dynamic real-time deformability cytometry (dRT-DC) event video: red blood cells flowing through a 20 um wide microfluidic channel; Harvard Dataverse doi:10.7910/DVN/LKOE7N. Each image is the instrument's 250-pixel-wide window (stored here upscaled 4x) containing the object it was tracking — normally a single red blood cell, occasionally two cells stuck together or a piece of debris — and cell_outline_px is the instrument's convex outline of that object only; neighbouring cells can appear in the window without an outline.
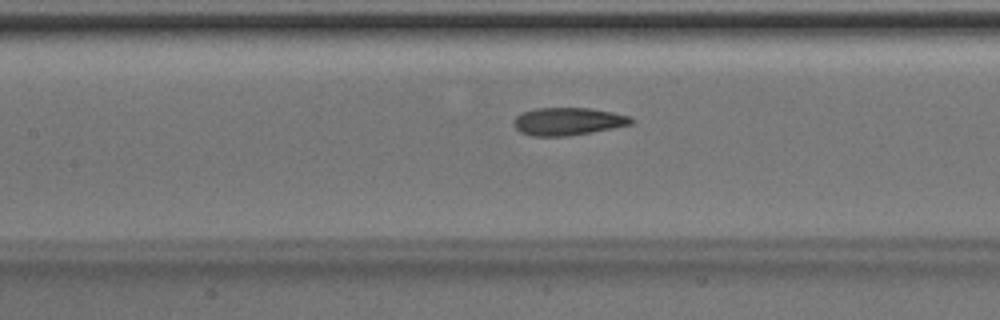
{"species": "Egyptian fruit bat (a non-hibernating species)", "species_latin": "Rousettus aegyptiacus", "temperature_condition": "room temperature", "stored_images_in_passage": 43, "camera_frame_rate_fps": 3000, "um_per_image_px": 0.085, "animal": {"sex": "male"}, "frame": {"image": 1, "passage_image": 22, "time_ms": 7.0, "image_size_px": [1000, 320], "cell_outline_px": [[636, 120], [632, 124], [592, 132], [568, 136], [532, 136], [520, 132], [512, 124], [512, 120], [516, 116], [524, 112], [536, 108], [588, 108], [612, 112], [632, 116]], "centroid_in_image_um": [48.28, 10.32], "position_along_channel_um": 159.1, "area_um2": 19.07}}
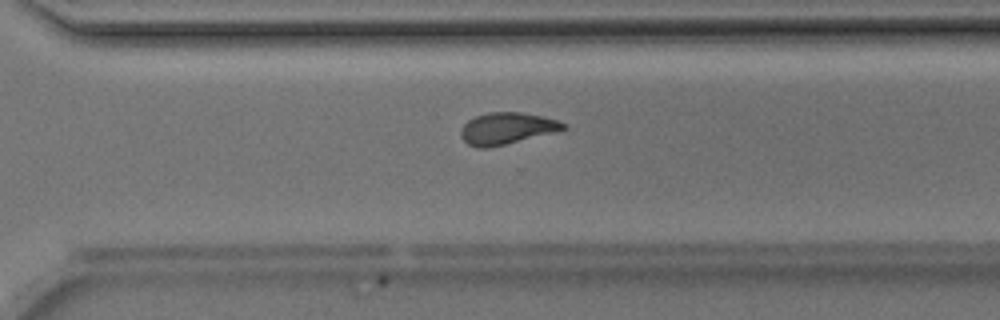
{"frame": {"image": 2, "passage_image": 34, "time_ms": 11.0, "image_size_px": [1000, 320], "cell_outline_px": [[568, 128], [488, 148], [480, 148], [468, 144], [460, 136], [460, 128], [468, 120], [476, 116], [488, 112], [520, 112], [560, 120], [568, 124]], "centroid_in_image_um": [43.06, 10.9], "position_along_channel_um": 327.5, "area_um2": 18.73}}
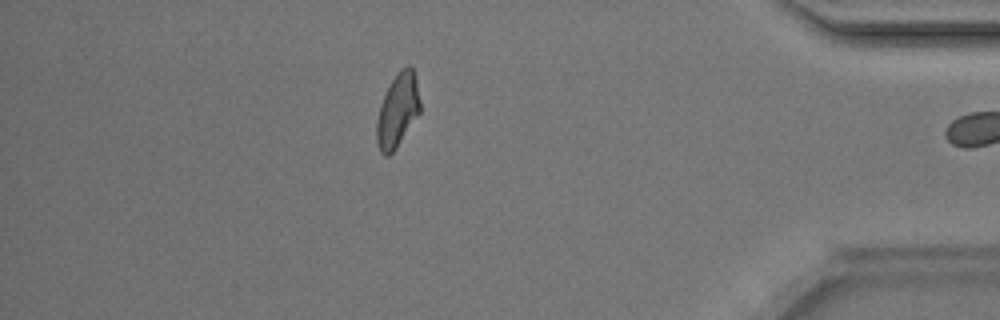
{"frame": {"image": 3, "passage_image": 42, "time_ms": 13.667, "image_size_px": [1000, 320], "cell_outline_px": [[420, 112], [396, 148], [388, 156], [384, 156], [380, 152], [376, 144], [376, 120], [380, 104], [392, 80], [400, 68], [408, 64], [412, 68], [416, 80], [420, 100]], "centroid_in_image_um": [33.78, 9.4], "position_along_channel_um": 401.4, "area_um2": 18.61}, "authors_computed_cell_mechanics": {"area_um2": 19.4786, "velocity_mm_per_s": 4.2226, "shape_relaxation_time_tau1_ms": 4.2273, "shape_relaxation_time_tau2_ms": 1.4944, "deformation_change_tau1": 0.1475, "deformation_change_tau2": 0.0848}}